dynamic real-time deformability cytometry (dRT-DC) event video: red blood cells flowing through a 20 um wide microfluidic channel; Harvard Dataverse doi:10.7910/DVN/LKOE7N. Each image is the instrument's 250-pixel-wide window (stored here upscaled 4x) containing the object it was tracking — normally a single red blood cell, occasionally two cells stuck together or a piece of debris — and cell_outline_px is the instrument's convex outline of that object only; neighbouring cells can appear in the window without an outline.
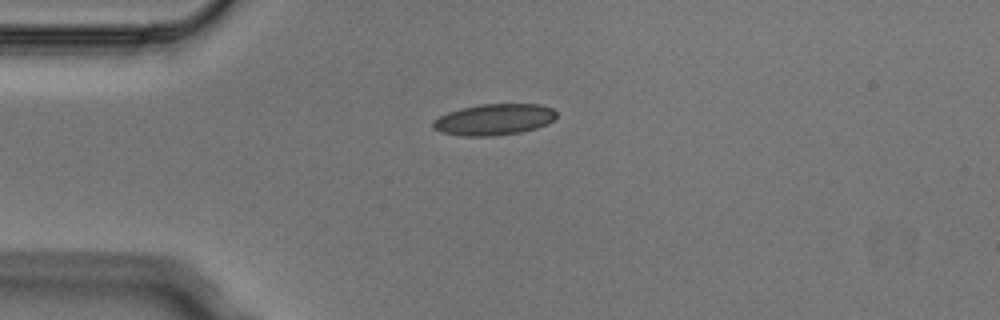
{"species": "Egyptian fruit bat (a non-hibernating species)", "species_latin": "Rousettus aegyptiacus", "temperature_condition": "cold", "stored_images_in_passage": 3, "camera_frame_rate_fps": 3000, "um_per_image_px": 0.085, "animal": {"sex": "male"}, "frame": {"image": 1, "passage_image": 1, "time_ms": 0.0, "image_size_px": [1000, 320], "cell_outline_px": [[556, 116], [548, 124], [536, 128], [520, 132], [496, 136], [460, 136], [440, 132], [432, 128], [432, 120], [448, 112], [460, 108], [480, 104], [540, 104], [552, 108], [556, 112]], "centroid_in_image_um": [41.96, 10.16], "position_along_channel_um": 43.0, "area_um2": 22.66}}
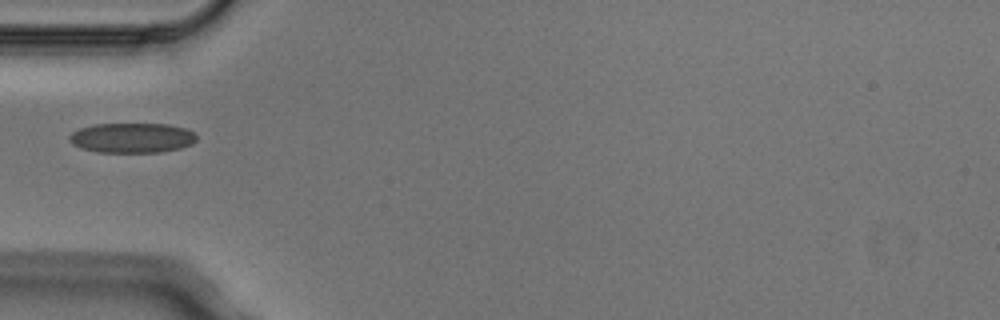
{"frame": {"image": 2, "passage_image": 2, "time_ms": 0.333, "image_size_px": [1000, 320], "cell_outline_px": [[196, 140], [192, 144], [180, 148], [160, 152], [96, 152], [80, 148], [72, 144], [68, 140], [68, 136], [72, 132], [80, 128], [96, 124], [168, 124], [184, 128], [192, 132], [196, 136]], "centroid_in_image_um": [11.18, 11.72], "position_along_channel_um": 73.8, "area_um2": 22.2}}
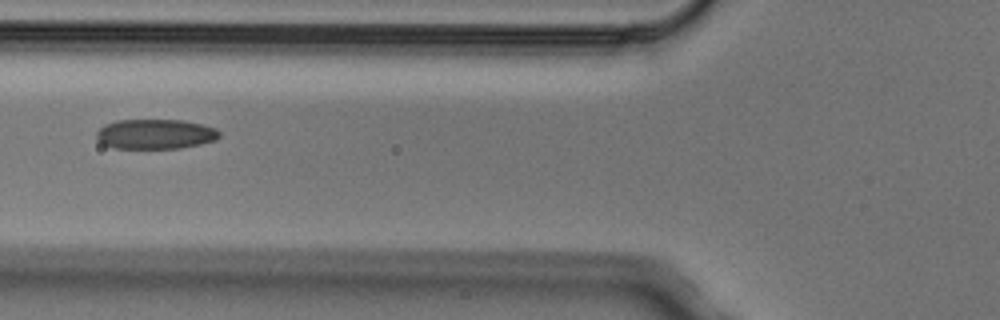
{"frame": {"image": 3, "passage_image": 3, "time_ms": 0.667, "image_size_px": [1000, 320], "cell_outline_px": [[220, 136], [216, 140], [200, 144], [180, 148], [112, 148], [104, 144], [96, 136], [96, 132], [104, 124], [116, 120], [184, 120], [216, 128], [220, 132]], "centroid_in_image_um": [13.21, 11.39], "position_along_channel_um": 112.6, "area_um2": 21.39}}